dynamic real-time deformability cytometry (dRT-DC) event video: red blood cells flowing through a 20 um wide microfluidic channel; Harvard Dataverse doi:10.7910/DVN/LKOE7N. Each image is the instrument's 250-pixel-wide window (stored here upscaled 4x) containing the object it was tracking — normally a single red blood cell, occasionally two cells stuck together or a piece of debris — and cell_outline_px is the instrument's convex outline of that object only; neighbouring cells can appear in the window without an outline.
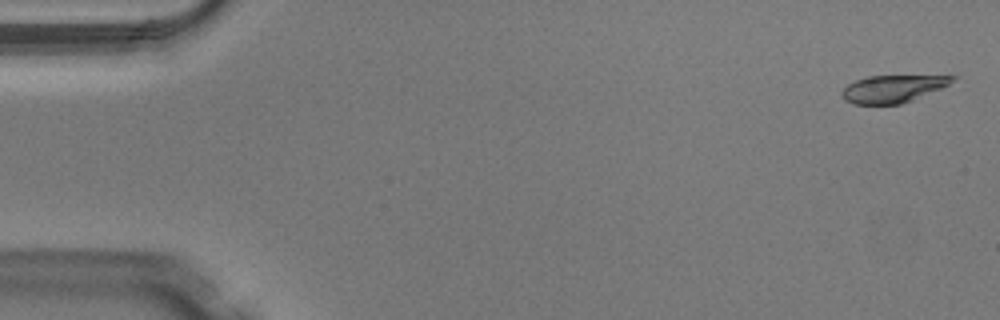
{"species": "Egyptian fruit bat (a non-hibernating species)", "species_latin": "Rousettus aegyptiacus", "temperature_condition": "warm", "stored_images_in_passage": 50, "camera_frame_rate_fps": 3000, "um_per_image_px": 0.085, "animal": {"sex": "male"}, "frame": {"image": 1, "passage_image": 2, "time_ms": 0.333, "image_size_px": [1000, 320], "cell_outline_px": [[960, 76], [948, 84], [940, 88], [912, 100], [900, 104], [852, 104], [844, 100], [840, 96], [840, 92], [848, 84], [856, 80], [868, 76]], "centroid_in_image_um": [75.82, 7.55], "position_along_channel_um": 9.2, "area_um2": 17.46}}
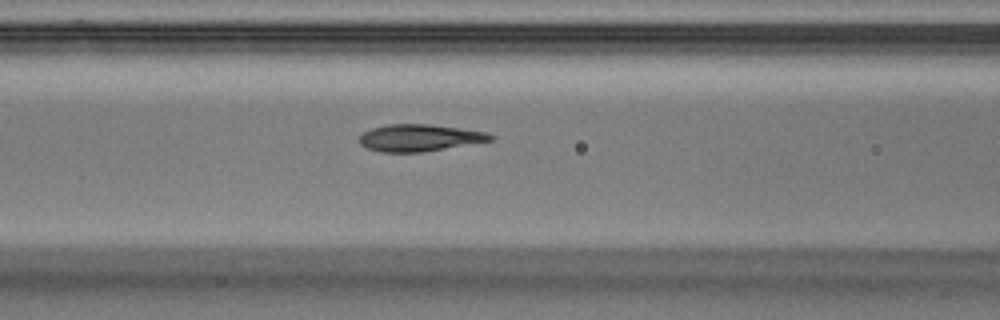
{"frame": {"image": 2, "passage_image": 21, "time_ms": 6.667, "image_size_px": [1000, 320], "cell_outline_px": [[496, 136], [492, 140], [420, 152], [380, 152], [368, 148], [360, 144], [360, 136], [364, 132], [372, 128], [388, 124], [428, 124], [460, 128], [484, 132]], "centroid_in_image_um": [35.63, 11.71], "position_along_channel_um": 131.0, "area_um2": 20.23}}
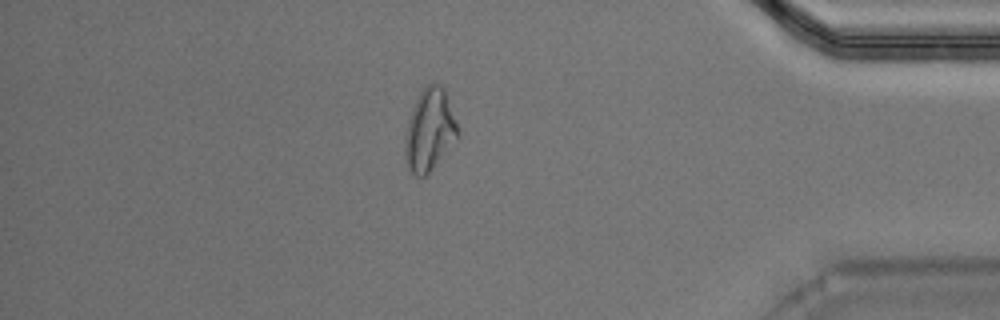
{"frame": {"image": 3, "passage_image": 43, "time_ms": 14.0, "image_size_px": [1000, 320], "cell_outline_px": [[460, 132], [456, 140], [432, 168], [424, 176], [416, 176], [408, 168], [404, 152], [404, 140], [408, 120], [412, 108], [420, 92], [428, 84], [440, 84], [444, 88]], "centroid_in_image_um": [36.5, 11.05], "position_along_channel_um": 398.7, "area_um2": 24.91}, "authors_computed_cell_mechanics": {"area_um2": 20.519, "velocity_mm_per_s": 4.1165, "shape_relaxation_time_tau1_ms": 5.7718, "shape_relaxation_time_tau2_ms": 1.2941, "deformation_change_tau1": 0.2218, "deformation_change_tau2": 0.0777}}